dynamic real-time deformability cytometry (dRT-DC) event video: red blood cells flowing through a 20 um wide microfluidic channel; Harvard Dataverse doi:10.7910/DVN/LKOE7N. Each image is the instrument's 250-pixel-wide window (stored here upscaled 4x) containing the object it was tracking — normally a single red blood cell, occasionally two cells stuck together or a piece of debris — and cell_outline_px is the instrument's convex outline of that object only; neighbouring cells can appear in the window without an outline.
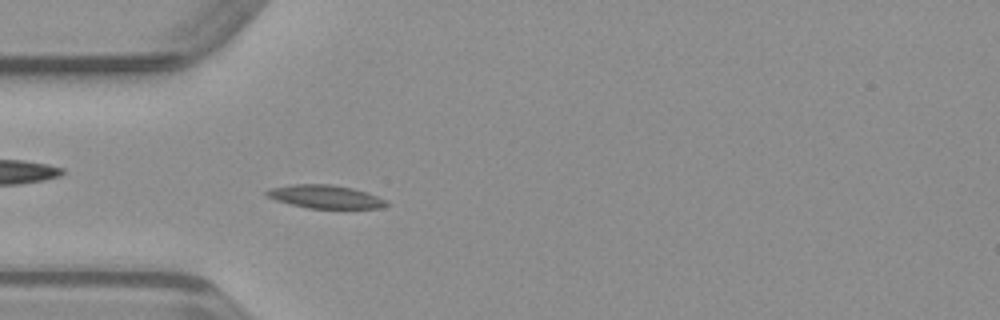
{"species": "common noctule bat (a hibernating species)", "species_latin": "Nyctalus noctula", "temperature_condition": "warm", "stored_images_in_passage": 49, "camera_frame_rate_fps": 3000, "um_per_image_px": 0.085, "animal": {"sex": "male", "body_mass_g": 23.1, "forearm_length_mm": 52.7}, "frame": {"image": 1, "passage_image": 14, "time_ms": 4.333, "image_size_px": [1000, 320], "cell_outline_px": [[388, 204], [384, 208], [308, 208], [276, 200], [264, 196], [264, 192], [268, 188], [292, 184], [332, 184], [352, 188], [368, 192], [388, 200]], "centroid_in_image_um": [27.65, 16.71], "position_along_channel_um": 57.4, "area_um2": 16.42}}
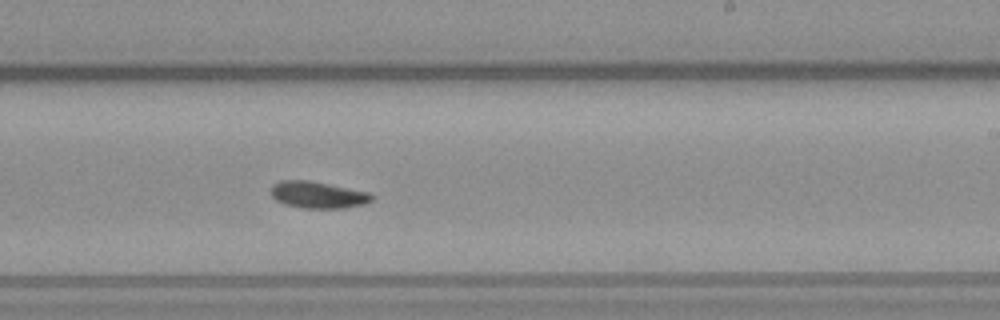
{"frame": {"image": 2, "passage_image": 29, "time_ms": 9.333, "image_size_px": [1000, 320], "cell_outline_px": [[372, 200], [364, 204], [344, 208], [304, 208], [284, 204], [276, 200], [272, 196], [272, 184], [280, 180], [308, 180], [368, 192], [372, 196]], "centroid_in_image_um": [26.99, 16.56], "position_along_channel_um": 262.0, "area_um2": 15.55}}
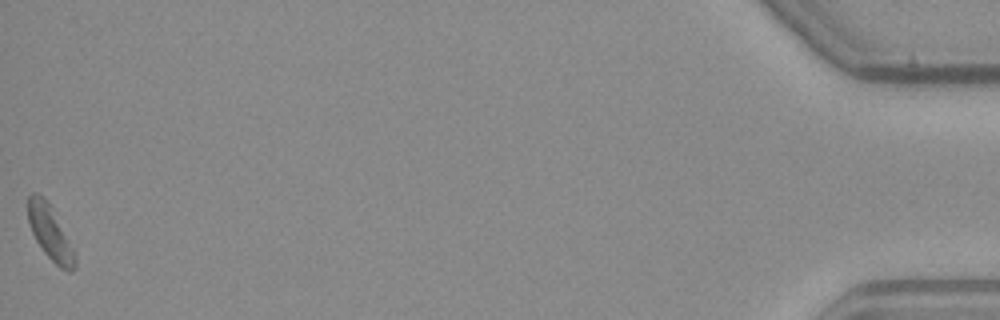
{"frame": {"image": 3, "passage_image": 49, "time_ms": 16.0, "image_size_px": [1000, 320], "cell_outline_px": [[76, 268], [72, 272], [68, 272], [60, 268], [44, 252], [36, 240], [28, 224], [28, 196], [32, 192], [36, 192], [44, 196], [76, 252]], "centroid_in_image_um": [4.27, 19.81], "position_along_channel_um": 430.9, "area_um2": 14.8}}